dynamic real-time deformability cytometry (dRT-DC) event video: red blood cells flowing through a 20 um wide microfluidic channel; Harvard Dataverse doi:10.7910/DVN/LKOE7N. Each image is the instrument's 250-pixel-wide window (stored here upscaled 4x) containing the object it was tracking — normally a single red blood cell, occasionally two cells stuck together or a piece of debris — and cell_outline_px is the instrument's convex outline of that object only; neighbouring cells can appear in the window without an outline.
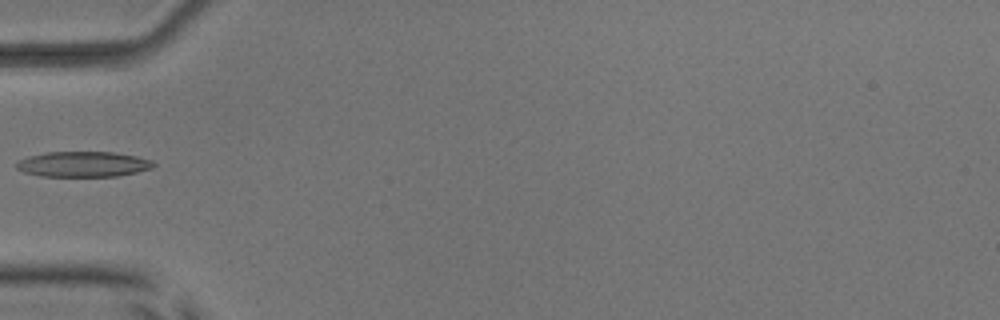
{"species": "common noctule bat (a hibernating species)", "species_latin": "Nyctalus noctula", "temperature_condition": "room temperature", "stored_images_in_passage": 4, "camera_frame_rate_fps": 3000, "um_per_image_px": 0.085, "animal": {"sex": "male", "body_mass_g": 17.9, "forearm_length_mm": 54.2}, "frame": {"image": 1, "passage_image": 4, "time_ms": 3.333, "image_size_px": [1000, 320], "cell_outline_px": [[156, 164], [152, 168], [136, 172], [116, 176], [40, 176], [24, 172], [16, 168], [16, 164], [20, 160], [28, 156], [48, 152], [112, 152], [136, 156], [152, 160]], "centroid_in_image_um": [7.07, 13.95], "position_along_channel_um": 77.9, "area_um2": 20.17}}